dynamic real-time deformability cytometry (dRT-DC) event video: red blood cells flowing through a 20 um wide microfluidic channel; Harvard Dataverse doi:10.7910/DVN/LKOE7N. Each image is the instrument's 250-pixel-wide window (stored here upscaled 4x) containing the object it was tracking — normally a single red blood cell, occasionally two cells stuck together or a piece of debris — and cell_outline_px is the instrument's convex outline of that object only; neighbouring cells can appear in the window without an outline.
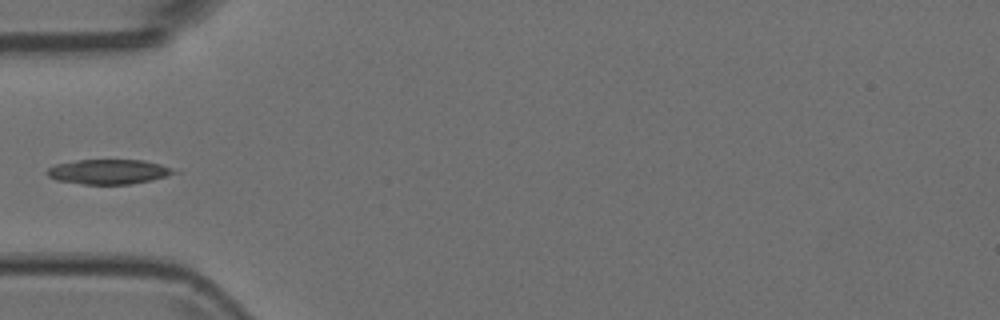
{"species": "Egyptian fruit bat (a non-hibernating species)", "species_latin": "Rousettus aegyptiacus", "temperature_condition": "room temperature", "stored_images_in_passage": 7, "camera_frame_rate_fps": 3000, "um_per_image_px": 0.085, "animal": {"sex": "female"}, "frame": {"image": 1, "passage_image": 6, "time_ms": 1.667, "image_size_px": [1000, 320], "cell_outline_px": [[180, 172], [152, 180], [128, 184], [84, 184], [56, 180], [48, 176], [44, 172], [48, 168], [56, 164], [76, 160], [144, 160], [160, 164]], "centroid_in_image_um": [9.2, 14.59], "position_along_channel_um": 75.8, "area_um2": 18.26}}
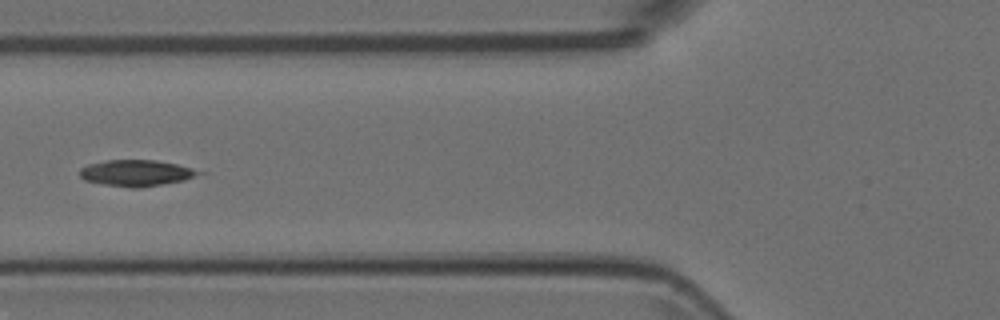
{"frame": {"image": 2, "passage_image": 7, "time_ms": 2.0, "image_size_px": [1000, 320], "cell_outline_px": [[204, 172], [184, 180], [140, 188], [128, 188], [104, 184], [84, 180], [80, 176], [80, 168], [88, 164], [108, 160], [156, 160], [176, 164]], "centroid_in_image_um": [11.54, 14.71], "position_along_channel_um": 114.3, "area_um2": 18.03}}